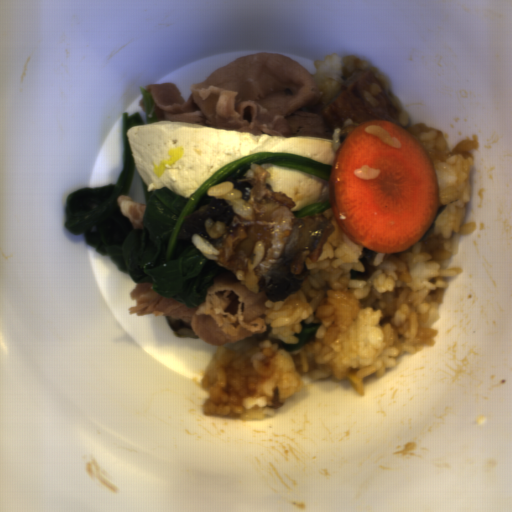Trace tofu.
I'll use <instances>...</instances> for the list:
<instances>
[{
	"label": "tofu",
	"mask_w": 512,
	"mask_h": 512,
	"mask_svg": "<svg viewBox=\"0 0 512 512\" xmlns=\"http://www.w3.org/2000/svg\"><path fill=\"white\" fill-rule=\"evenodd\" d=\"M127 139L147 192L170 188L189 198L222 167L260 153H292L333 166L329 135H278L223 129L183 121L131 127Z\"/></svg>",
	"instance_id": "obj_1"
},
{
	"label": "tofu",
	"mask_w": 512,
	"mask_h": 512,
	"mask_svg": "<svg viewBox=\"0 0 512 512\" xmlns=\"http://www.w3.org/2000/svg\"><path fill=\"white\" fill-rule=\"evenodd\" d=\"M268 173L265 182L273 192L287 194L296 204L290 210L298 212L315 202L331 201L330 180L321 179L287 165H261Z\"/></svg>",
	"instance_id": "obj_2"
}]
</instances>
